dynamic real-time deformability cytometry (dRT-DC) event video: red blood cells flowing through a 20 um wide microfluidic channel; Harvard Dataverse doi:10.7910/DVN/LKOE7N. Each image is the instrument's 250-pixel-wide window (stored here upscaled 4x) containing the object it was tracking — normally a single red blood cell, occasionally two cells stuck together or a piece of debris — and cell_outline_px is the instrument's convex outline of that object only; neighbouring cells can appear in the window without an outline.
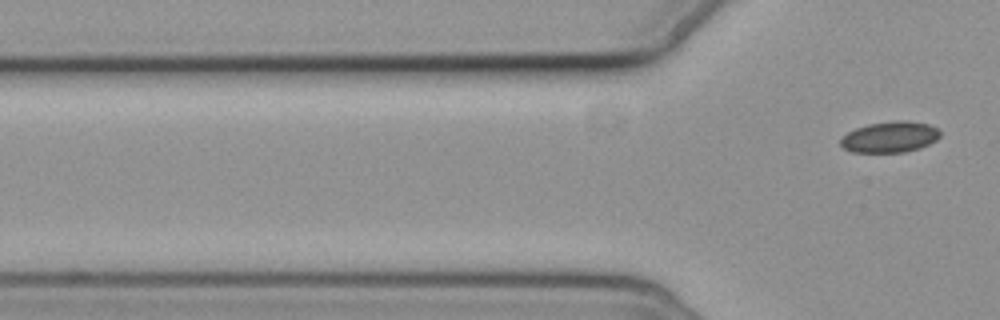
{"species": "common noctule bat (a hibernating species)", "species_latin": "Nyctalus noctula", "temperature_condition": "cold", "stored_images_in_passage": 6, "segment_of_instrument_passage": [2, 2], "camera_frame_rate_fps": 3000, "um_per_image_px": 0.085, "animal": {"sex": "female", "body_mass_g": 19.3, "forearm_length_mm": 54.1}, "frame": {"image": 1, "passage_image": 6, "time_ms": 7.0, "image_size_px": [1000, 320], "cell_outline_px": [[940, 136], [936, 140], [920, 148], [904, 152], [852, 152], [844, 148], [840, 144], [840, 140], [848, 132], [856, 128], [868, 124], [896, 120], [908, 120], [928, 124], [936, 128], [940, 132]], "centroid_in_image_um": [75.65, 11.64], "position_along_channel_um": 50.2, "area_um2": 17.92}}